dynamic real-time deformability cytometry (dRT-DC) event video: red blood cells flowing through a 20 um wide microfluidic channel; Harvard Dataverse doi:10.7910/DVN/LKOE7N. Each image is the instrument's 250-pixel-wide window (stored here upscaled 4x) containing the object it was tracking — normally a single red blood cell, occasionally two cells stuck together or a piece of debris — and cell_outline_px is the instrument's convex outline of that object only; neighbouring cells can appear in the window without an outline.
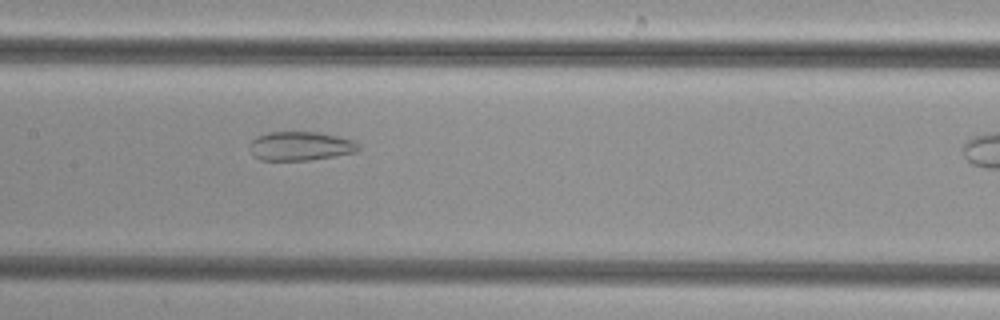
{"species": "common noctule bat (a hibernating species)", "species_latin": "Nyctalus noctula", "temperature_condition": "cold", "stored_images_in_passage": 10, "camera_frame_rate_fps": 3000, "um_per_image_px": 0.085, "animal": {"sex": "female", "body_mass_g": 29.2, "forearm_length_mm": 56.3}, "frame": {"image": 1, "passage_image": 9, "time_ms": 2.667, "image_size_px": [1000, 320], "cell_outline_px": [[360, 148], [356, 152], [308, 160], [260, 160], [252, 156], [252, 140], [256, 136], [268, 132], [316, 132], [340, 136], [352, 140], [360, 144]], "centroid_in_image_um": [25.55, 12.41], "position_along_channel_um": 181.8, "area_um2": 18.26}}